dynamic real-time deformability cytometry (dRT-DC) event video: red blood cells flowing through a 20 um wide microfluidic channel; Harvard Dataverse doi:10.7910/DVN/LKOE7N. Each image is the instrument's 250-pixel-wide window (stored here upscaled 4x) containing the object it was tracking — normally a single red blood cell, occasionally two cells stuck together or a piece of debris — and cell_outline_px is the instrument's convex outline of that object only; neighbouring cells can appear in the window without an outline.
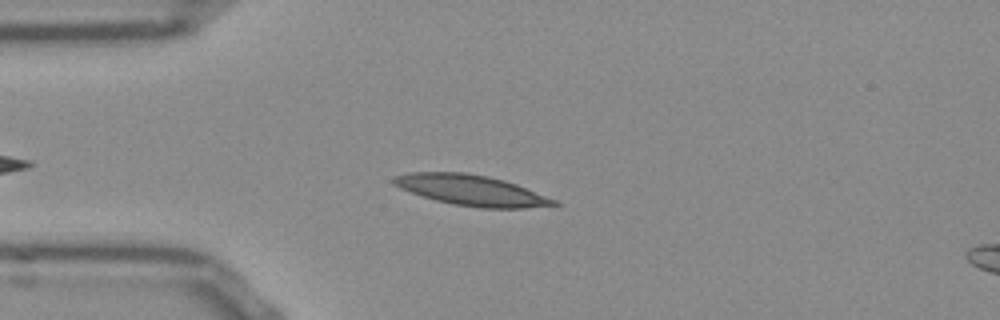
{"species": "Egyptian fruit bat (a non-hibernating species)", "species_latin": "Rousettus aegyptiacus", "temperature_condition": "room temperature", "stored_images_in_passage": 40, "camera_frame_rate_fps": 3000, "um_per_image_px": 0.085, "frame": {"image": 1, "passage_image": 8, "time_ms": 2.333, "image_size_px": [1000, 320], "cell_outline_px": [[560, 204], [524, 208], [480, 208], [452, 204], [436, 200], [400, 188], [392, 184], [392, 176], [408, 172], [468, 172], [488, 176], [504, 180], [516, 184], [556, 200]], "centroid_in_image_um": [40.02, 16.16], "position_along_channel_um": 45.0, "area_um2": 28.44}}
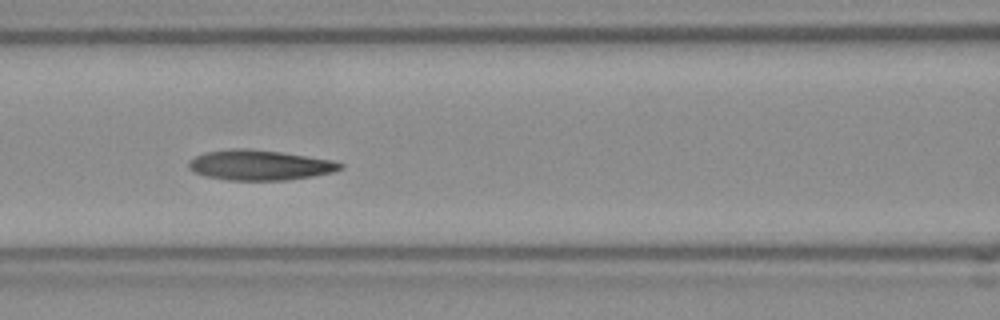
{"frame": {"image": 2, "passage_image": 17, "time_ms": 5.333, "image_size_px": [1000, 320], "cell_outline_px": [[344, 168], [332, 172], [312, 176], [288, 180], [224, 180], [204, 176], [192, 172], [188, 168], [188, 164], [196, 156], [204, 152], [236, 148], [248, 148], [280, 152], [332, 160], [344, 164]], "centroid_in_image_um": [22.05, 14.04], "position_along_channel_um": 144.5, "area_um2": 26.7}}
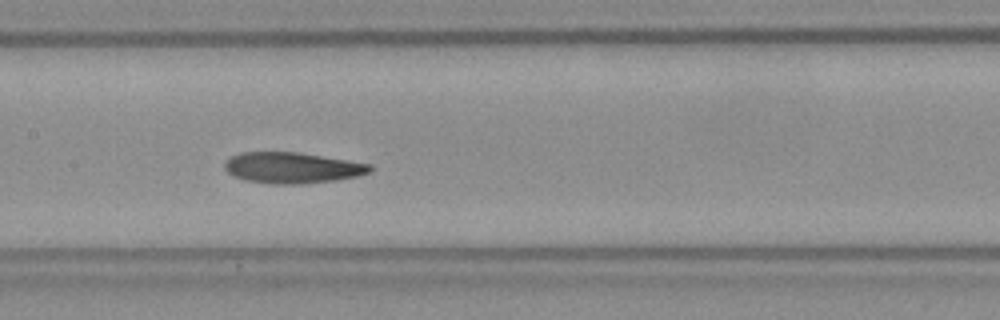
{"frame": {"image": 3, "passage_image": 20, "time_ms": 6.333, "image_size_px": [1000, 320], "cell_outline_px": [[372, 168], [368, 172], [356, 176], [336, 180], [304, 184], [272, 184], [244, 180], [228, 172], [224, 168], [224, 164], [232, 156], [240, 152], [300, 152], [372, 164]], "centroid_in_image_um": [24.84, 14.26], "position_along_channel_um": 182.6, "area_um2": 26.18}, "authors_computed_cell_mechanics": {"area_um2": 26.299, "velocity_mm_per_s": 3.8098, "shape_relaxation_time_tau1_ms": null, "shape_relaxation_time_tau2_ms": 7.0651, "deformation_change_tau1": null, "deformation_change_tau2": 0.17}}